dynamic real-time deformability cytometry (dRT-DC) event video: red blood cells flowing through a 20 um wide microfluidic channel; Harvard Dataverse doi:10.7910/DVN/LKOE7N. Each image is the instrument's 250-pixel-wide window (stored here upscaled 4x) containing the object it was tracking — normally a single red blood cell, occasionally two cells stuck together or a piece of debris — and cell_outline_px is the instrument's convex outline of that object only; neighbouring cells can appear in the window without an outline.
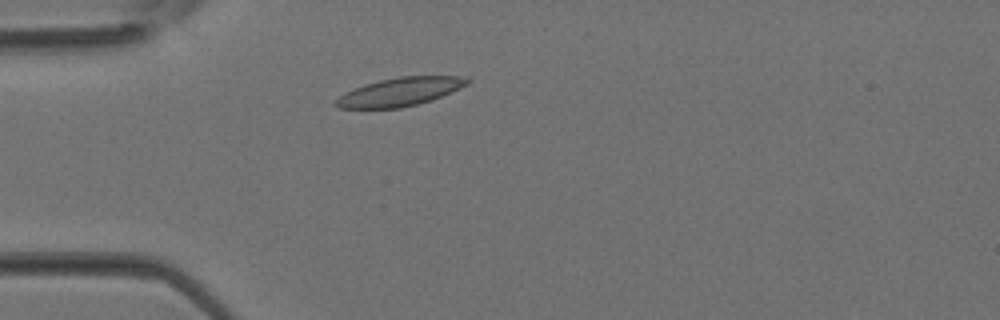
{"species": "Egyptian fruit bat (a non-hibernating species)", "species_latin": "Rousettus aegyptiacus", "temperature_condition": "room temperature", "stored_images_in_passage": 2, "camera_frame_rate_fps": 3000, "um_per_image_px": 0.085, "animal": {"sex": "female"}, "frame": {"image": 1, "passage_image": 2, "time_ms": 0.333, "image_size_px": [1000, 320], "cell_outline_px": [[472, 80], [468, 84], [460, 88], [432, 100], [400, 108], [340, 108], [332, 104], [332, 100], [344, 92], [364, 84], [380, 80], [400, 76], [460, 76]], "centroid_in_image_um": [33.94, 7.8], "position_along_channel_um": 51.1, "area_um2": 21.85}}